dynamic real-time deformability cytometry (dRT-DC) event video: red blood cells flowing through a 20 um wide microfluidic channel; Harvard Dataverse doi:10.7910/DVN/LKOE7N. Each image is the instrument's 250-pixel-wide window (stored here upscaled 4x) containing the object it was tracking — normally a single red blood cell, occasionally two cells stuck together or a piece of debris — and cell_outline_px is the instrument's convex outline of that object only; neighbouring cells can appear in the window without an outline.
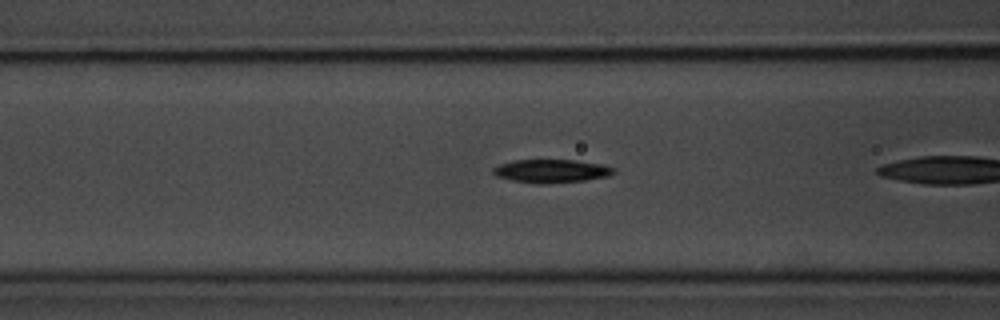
{"species": "common noctule bat (a hibernating species)", "species_latin": "Nyctalus noctula", "temperature_condition": "room temperature", "stored_images_in_passage": 8, "camera_frame_rate_fps": 3000, "um_per_image_px": 0.085, "animal": {"sex": "male", "body_mass_g": 20.1, "forearm_length_mm": 53.5}, "frame": {"image": 1, "passage_image": 6, "time_ms": 1.667, "image_size_px": [1000, 320], "cell_outline_px": [[616, 172], [608, 176], [584, 180], [544, 184], [540, 184], [512, 180], [496, 176], [492, 172], [492, 168], [500, 164], [512, 160], [576, 160], [604, 164], [616, 168]], "centroid_in_image_um": [46.89, 14.53], "position_along_channel_um": 119.7, "area_um2": 16.47}}